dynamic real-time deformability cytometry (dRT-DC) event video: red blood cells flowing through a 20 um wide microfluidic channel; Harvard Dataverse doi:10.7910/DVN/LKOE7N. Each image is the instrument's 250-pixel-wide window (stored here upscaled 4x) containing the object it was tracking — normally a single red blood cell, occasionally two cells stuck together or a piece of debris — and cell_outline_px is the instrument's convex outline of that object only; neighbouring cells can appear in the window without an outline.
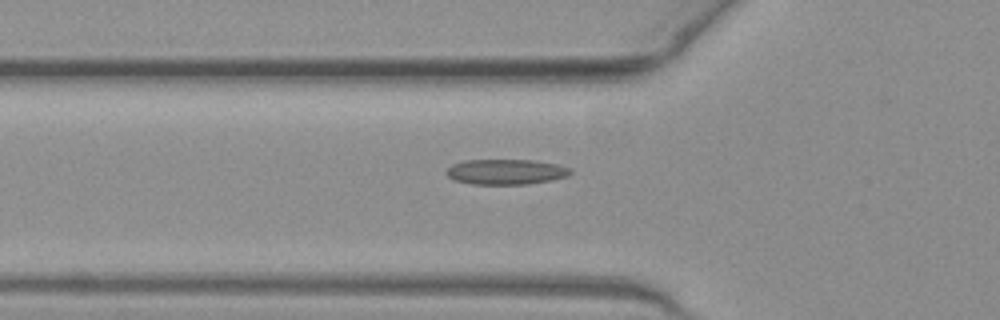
{"species": "common noctule bat (a hibernating species)", "species_latin": "Nyctalus noctula", "temperature_condition": "warm", "stored_images_in_passage": 34, "camera_frame_rate_fps": 3000, "um_per_image_px": 0.085, "animal": {"sex": "female", "body_mass_g": 19.3, "forearm_length_mm": 54.1}, "frame": {"image": 1, "passage_image": 5, "time_ms": 1.333, "image_size_px": [1000, 320], "cell_outline_px": [[572, 172], [568, 176], [552, 180], [528, 184], [472, 184], [452, 180], [444, 172], [452, 164], [464, 160], [532, 160], [560, 164], [572, 168]], "centroid_in_image_um": [43.02, 14.6], "position_along_channel_um": 82.8, "area_um2": 18.55}}
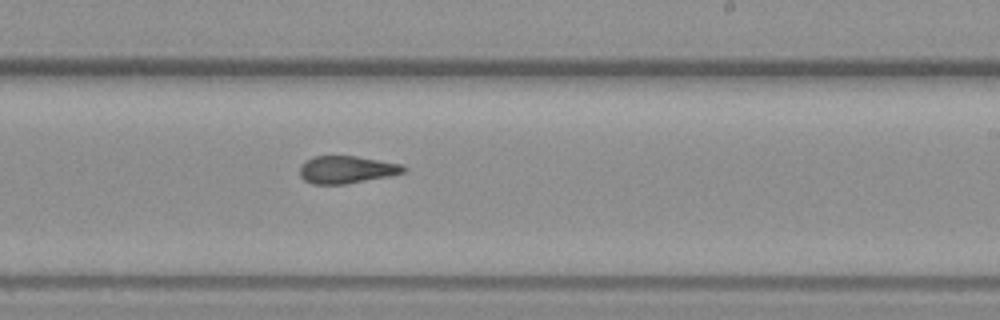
{"frame": {"image": 2, "passage_image": 18, "time_ms": 5.667, "image_size_px": [1000, 320], "cell_outline_px": [[408, 168], [404, 172], [388, 176], [344, 184], [312, 184], [304, 180], [300, 176], [300, 164], [304, 160], [316, 156], [356, 156], [404, 164]], "centroid_in_image_um": [29.45, 14.41], "position_along_channel_um": 259.5, "area_um2": 16.7}}
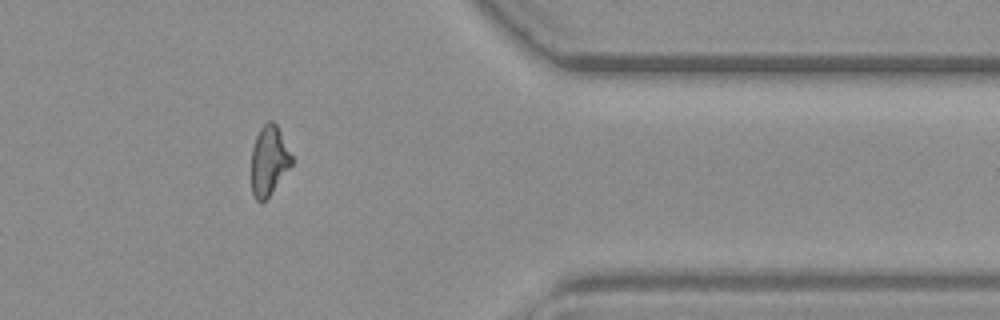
{"frame": {"image": 3, "passage_image": 29, "time_ms": 9.333, "image_size_px": [1000, 320], "cell_outline_px": [[292, 164], [268, 196], [260, 204], [256, 200], [252, 192], [252, 148], [256, 136], [260, 128], [268, 120], [272, 120], [276, 124], [292, 156]], "centroid_in_image_um": [22.84, 13.64], "position_along_channel_um": 388.6, "area_um2": 16.01}}